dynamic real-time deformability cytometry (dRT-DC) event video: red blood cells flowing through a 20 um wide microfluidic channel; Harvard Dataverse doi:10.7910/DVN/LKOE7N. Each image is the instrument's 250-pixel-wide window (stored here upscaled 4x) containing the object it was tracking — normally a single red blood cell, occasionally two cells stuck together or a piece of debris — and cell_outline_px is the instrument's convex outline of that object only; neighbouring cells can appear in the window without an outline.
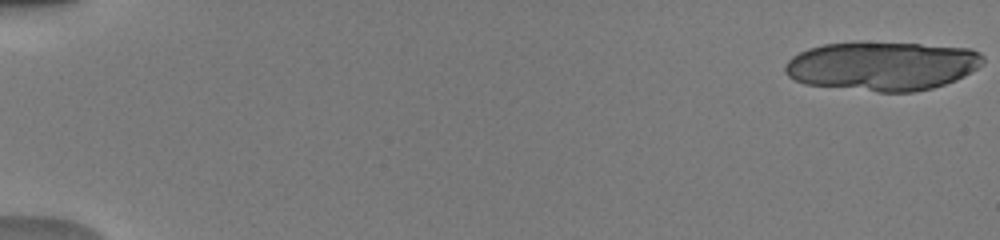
{"species": "human", "species_latin": "Homo sapiens", "temperature_condition": "warm", "stored_images_in_passage": 19, "camera_frame_rate_fps": 3000, "um_per_image_px": 0.085, "donor": {"sex": "male"}, "frame": {"image": 1, "passage_image": 1, "time_ms": 0.0, "image_size_px": [1000, 240], "cell_outline_px": [[984, 64], [964, 76], [956, 80], [932, 88], [912, 92], [876, 92], [804, 84], [788, 76], [784, 72], [784, 64], [792, 56], [808, 48], [824, 44], [856, 40], [860, 40], [920, 44], [972, 48], [980, 52], [984, 56]], "centroid_in_image_um": [74.98, 5.58], "position_along_channel_um": 10.0, "area_um2": 57.68}}